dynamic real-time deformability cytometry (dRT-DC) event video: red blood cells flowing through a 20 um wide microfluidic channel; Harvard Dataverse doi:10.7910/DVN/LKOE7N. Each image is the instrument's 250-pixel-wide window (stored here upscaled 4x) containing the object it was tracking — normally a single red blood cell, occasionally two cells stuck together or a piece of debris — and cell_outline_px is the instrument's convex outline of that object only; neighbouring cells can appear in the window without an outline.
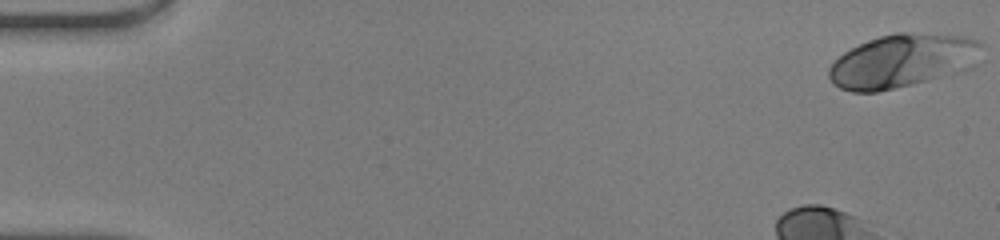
{"species": "human", "species_latin": "Homo sapiens", "temperature_condition": "warm", "stored_images_in_passage": 39, "camera_frame_rate_fps": 3000, "um_per_image_px": 0.085, "donor": {"sex": "male"}, "frame": {"image": 1, "passage_image": 1, "time_ms": 0.0, "image_size_px": [1000, 240], "cell_outline_px": [[984, 44], [976, 64], [972, 68], [964, 72], [912, 84], [876, 92], [852, 92], [840, 88], [832, 84], [828, 76], [828, 68], [844, 52], [860, 44], [880, 36], [896, 32], [908, 32], [964, 36], [984, 40]], "centroid_in_image_um": [76.79, 5.17], "position_along_channel_um": 8.2, "area_um2": 48.09}}
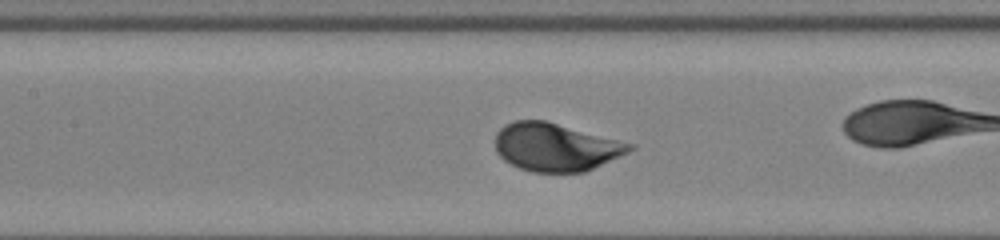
{"frame": {"image": 2, "passage_image": 21, "time_ms": 6.667, "image_size_px": [1000, 240], "cell_outline_px": [[636, 148], [628, 152], [584, 172], [532, 172], [520, 168], [504, 160], [496, 152], [496, 132], [504, 124], [516, 120], [548, 120], [636, 144]], "centroid_in_image_um": [47.25, 12.48], "position_along_channel_um": 160.2, "area_um2": 37.86}}
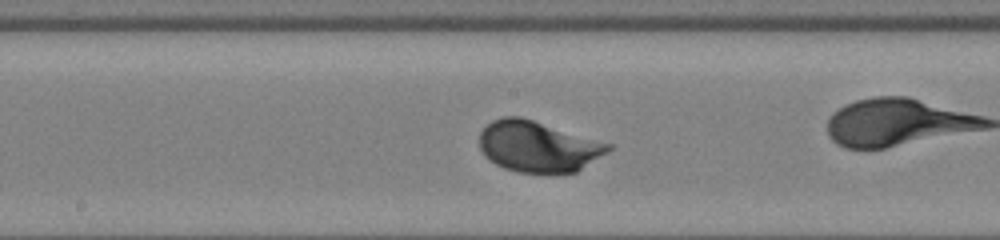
{"frame": {"image": 3, "passage_image": 24, "time_ms": 7.667, "image_size_px": [1000, 240], "cell_outline_px": [[612, 148], [608, 152], [576, 172], [552, 176], [548, 176], [516, 172], [504, 168], [496, 164], [484, 156], [480, 148], [480, 132], [492, 120], [500, 116], [520, 116], [612, 144]], "centroid_in_image_um": [45.74, 12.5], "position_along_channel_um": 202.5, "area_um2": 38.96}, "authors_computed_cell_mechanics": {"area_um2": 37.6278, "velocity_mm_per_s": 4.2537, "shape_relaxation_time_tau1_ms": 1.5293, "shape_relaxation_time_tau2_ms": null, "deformation_change_tau1": 0.1269, "deformation_change_tau2": null}}